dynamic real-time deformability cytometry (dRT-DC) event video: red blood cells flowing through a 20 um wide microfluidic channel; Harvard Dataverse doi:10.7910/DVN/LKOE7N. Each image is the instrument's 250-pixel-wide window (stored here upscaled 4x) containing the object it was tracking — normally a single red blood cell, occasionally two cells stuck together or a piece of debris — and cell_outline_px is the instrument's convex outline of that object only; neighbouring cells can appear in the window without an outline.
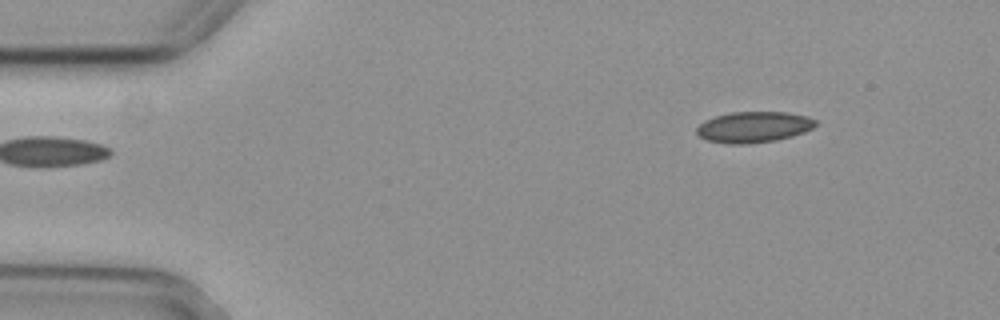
{"species": "common noctule bat (a hibernating species)", "species_latin": "Nyctalus noctula", "temperature_condition": "cold", "stored_images_in_passage": 5, "segment_of_instrument_passage": [2, 2], "camera_frame_rate_fps": 3000, "um_per_image_px": 0.085, "animal": {"sex": "female", "body_mass_g": 29.2, "forearm_length_mm": 56.3}, "frame": {"image": 1, "passage_image": 5, "time_ms": 1.333, "image_size_px": [1000, 320], "cell_outline_px": [[816, 124], [812, 128], [804, 132], [792, 136], [776, 140], [748, 144], [728, 144], [708, 140], [700, 136], [696, 132], [696, 128], [704, 120], [716, 116], [732, 112], [788, 112], [808, 116], [816, 120]], "centroid_in_image_um": [64.07, 10.79], "position_along_channel_um": 20.9, "area_um2": 21.44}}